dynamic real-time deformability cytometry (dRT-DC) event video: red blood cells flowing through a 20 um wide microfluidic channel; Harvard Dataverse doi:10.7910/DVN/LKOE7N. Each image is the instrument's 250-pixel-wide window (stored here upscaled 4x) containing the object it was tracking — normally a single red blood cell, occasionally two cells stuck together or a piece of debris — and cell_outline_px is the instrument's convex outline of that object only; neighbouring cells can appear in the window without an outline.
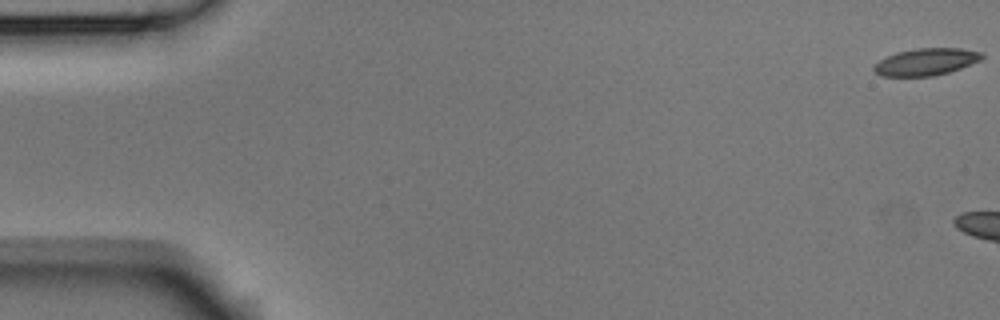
{"species": "Egyptian fruit bat (a non-hibernating species)", "species_latin": "Rousettus aegyptiacus", "temperature_condition": "room temperature", "stored_images_in_passage": 5, "camera_frame_rate_fps": 3000, "um_per_image_px": 0.085, "animal": {"sex": "male"}, "frame": {"image": 1, "passage_image": 1, "time_ms": 0.0, "image_size_px": [1000, 320], "cell_outline_px": [[984, 56], [980, 60], [960, 68], [948, 72], [932, 76], [880, 76], [872, 68], [884, 56], [896, 52], [916, 48], [960, 48], [980, 52]], "centroid_in_image_um": [78.67, 5.25], "position_along_channel_um": 6.3, "area_um2": 16.94}}